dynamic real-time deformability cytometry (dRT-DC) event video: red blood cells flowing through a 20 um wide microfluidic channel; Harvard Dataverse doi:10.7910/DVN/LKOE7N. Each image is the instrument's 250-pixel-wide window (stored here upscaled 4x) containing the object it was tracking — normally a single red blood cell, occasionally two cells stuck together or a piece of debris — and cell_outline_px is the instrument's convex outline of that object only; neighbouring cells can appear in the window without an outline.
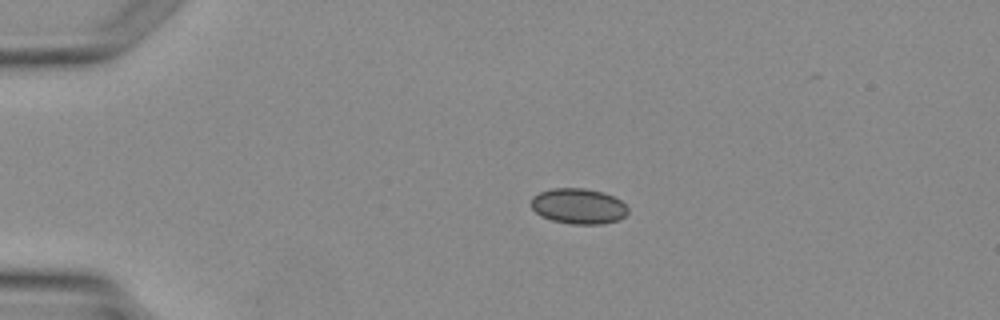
{"species": "Egyptian fruit bat (a non-hibernating species)", "species_latin": "Rousettus aegyptiacus", "temperature_condition": "warm", "stored_images_in_passage": 1, "camera_frame_rate_fps": 3000, "um_per_image_px": 0.085, "animal": {"sex": "female"}, "frame": {"image": 1, "passage_image": 1, "time_ms": 0.0, "image_size_px": [1000, 320], "cell_outline_px": [[628, 212], [624, 216], [616, 220], [600, 224], [572, 224], [552, 220], [540, 216], [532, 208], [532, 196], [540, 192], [552, 188], [584, 188], [604, 192], [620, 200], [628, 208]], "centroid_in_image_um": [49.15, 17.51], "position_along_channel_um": 35.8, "area_um2": 19.94}}